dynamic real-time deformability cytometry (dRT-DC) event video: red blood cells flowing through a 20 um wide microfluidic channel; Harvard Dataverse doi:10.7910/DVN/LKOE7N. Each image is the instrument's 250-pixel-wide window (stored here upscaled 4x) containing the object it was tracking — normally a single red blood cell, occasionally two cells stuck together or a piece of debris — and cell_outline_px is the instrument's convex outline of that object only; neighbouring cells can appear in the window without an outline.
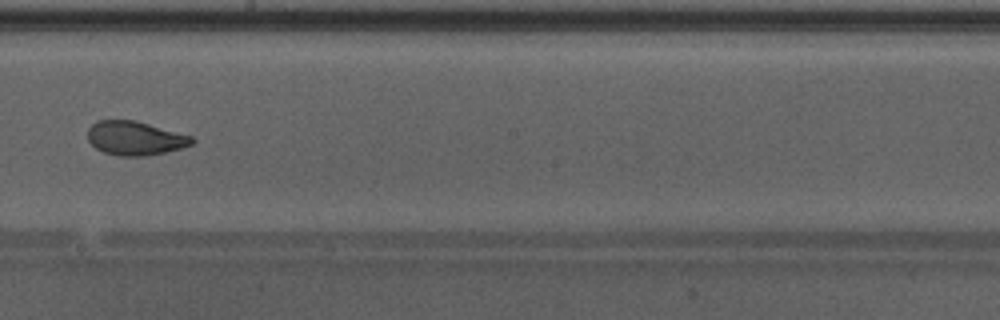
{"species": "Egyptian fruit bat (a non-hibernating species)", "species_latin": "Rousettus aegyptiacus", "temperature_condition": "warm", "stored_images_in_passage": 48, "camera_frame_rate_fps": 3000, "um_per_image_px": 0.085, "animal": {"sex": "male"}, "frame": {"image": 1, "passage_image": 28, "time_ms": 9.0, "image_size_px": [1000, 320], "cell_outline_px": [[196, 140], [192, 144], [180, 148], [164, 152], [144, 156], [120, 156], [104, 152], [96, 148], [88, 140], [88, 128], [96, 120], [136, 120], [192, 136]], "centroid_in_image_um": [11.47, 11.74], "position_along_channel_um": 236.7, "area_um2": 20.58}, "authors_computed_cell_mechanics": {"area_um2": 22.0796, "velocity_mm_per_s": 4.2929, "shape_relaxation_time_tau1_ms": 3.9415, "shape_relaxation_time_tau2_ms": 1.1073, "deformation_change_tau1": 0.1705, "deformation_change_tau2": 0.0706}}